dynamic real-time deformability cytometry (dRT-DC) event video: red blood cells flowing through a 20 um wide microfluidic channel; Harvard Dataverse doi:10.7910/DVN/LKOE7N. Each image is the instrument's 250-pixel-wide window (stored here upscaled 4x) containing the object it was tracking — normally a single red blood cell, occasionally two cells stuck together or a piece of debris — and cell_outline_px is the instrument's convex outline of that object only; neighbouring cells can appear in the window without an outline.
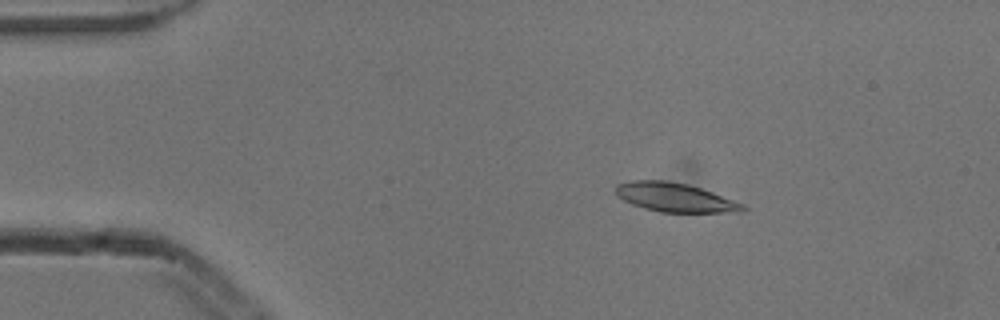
{"species": "common noctule bat (a hibernating species)", "species_latin": "Nyctalus noctula", "temperature_condition": "cold", "stored_images_in_passage": 4, "camera_frame_rate_fps": 3000, "um_per_image_px": 0.085, "animal": {"sex": "male", "body_mass_g": 13.3}, "frame": {"image": 1, "passage_image": 2, "time_ms": 0.333, "image_size_px": [1000, 320], "cell_outline_px": [[748, 208], [744, 212], [660, 212], [644, 208], [632, 204], [616, 196], [616, 184], [628, 180], [668, 180], [688, 184], [712, 192], [744, 204]], "centroid_in_image_um": [57.36, 16.77], "position_along_channel_um": 27.6, "area_um2": 21.56}}
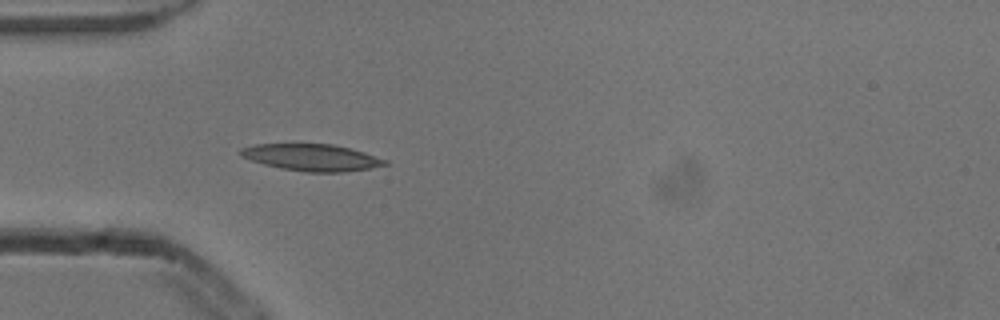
{"frame": {"image": 2, "passage_image": 4, "time_ms": 1.0, "image_size_px": [1000, 320], "cell_outline_px": [[388, 164], [368, 168], [344, 172], [304, 172], [280, 168], [264, 164], [240, 156], [240, 148], [256, 144], [332, 144], [352, 148], [388, 160]], "centroid_in_image_um": [26.5, 13.38], "position_along_channel_um": 58.5, "area_um2": 22.48}}